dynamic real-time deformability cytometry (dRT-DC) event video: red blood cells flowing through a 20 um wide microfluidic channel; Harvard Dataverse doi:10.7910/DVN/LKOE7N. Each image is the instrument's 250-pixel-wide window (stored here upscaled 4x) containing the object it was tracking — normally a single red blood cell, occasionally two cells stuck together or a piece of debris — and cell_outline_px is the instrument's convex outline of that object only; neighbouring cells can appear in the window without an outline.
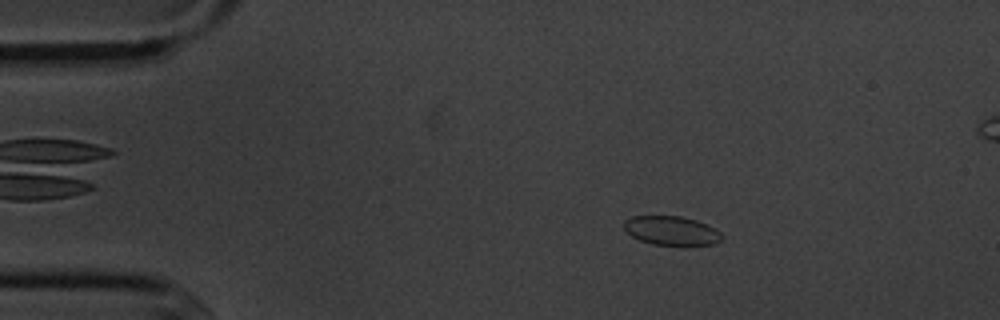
{"species": "common noctule bat (a hibernating species)", "species_latin": "Nyctalus noctula", "temperature_condition": "cold", "stored_images_in_passage": 4, "camera_frame_rate_fps": 3000, "um_per_image_px": 0.085, "animal": {"sex": "male", "body_mass_g": 20.1, "forearm_length_mm": 53.5}, "frame": {"image": 1, "passage_image": 2, "time_ms": 1.333, "image_size_px": [1000, 320], "cell_outline_px": [[724, 236], [716, 244], [652, 244], [640, 240], [632, 236], [624, 228], [624, 220], [632, 216], [680, 216], [696, 220], [720, 232]], "centroid_in_image_um": [57.04, 19.59], "position_along_channel_um": 28.0, "area_um2": 16.18}}